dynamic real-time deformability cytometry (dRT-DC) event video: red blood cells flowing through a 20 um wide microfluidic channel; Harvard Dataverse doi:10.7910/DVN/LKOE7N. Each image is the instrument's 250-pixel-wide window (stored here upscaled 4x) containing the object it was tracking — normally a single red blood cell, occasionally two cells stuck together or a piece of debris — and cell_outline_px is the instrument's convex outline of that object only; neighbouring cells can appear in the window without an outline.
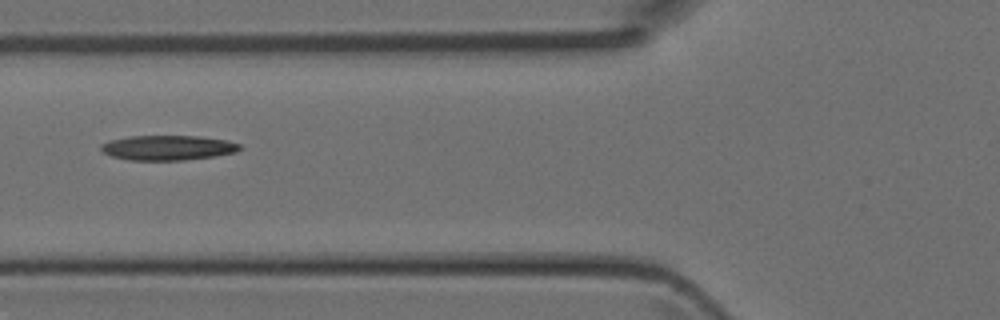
{"species": "Egyptian fruit bat (a non-hibernating species)", "species_latin": "Rousettus aegyptiacus", "temperature_condition": "room temperature", "stored_images_in_passage": 2, "camera_frame_rate_fps": 3000, "um_per_image_px": 0.085, "animal": {"sex": "female"}, "frame": {"image": 1, "passage_image": 2, "time_ms": 0.333, "image_size_px": [1000, 320], "cell_outline_px": [[244, 148], [236, 152], [212, 156], [184, 160], [128, 160], [112, 156], [104, 152], [100, 148], [100, 144], [108, 140], [128, 136], [200, 136], [228, 140], [240, 144]], "centroid_in_image_um": [14.27, 12.55], "position_along_channel_um": 111.5, "area_um2": 20.23}}